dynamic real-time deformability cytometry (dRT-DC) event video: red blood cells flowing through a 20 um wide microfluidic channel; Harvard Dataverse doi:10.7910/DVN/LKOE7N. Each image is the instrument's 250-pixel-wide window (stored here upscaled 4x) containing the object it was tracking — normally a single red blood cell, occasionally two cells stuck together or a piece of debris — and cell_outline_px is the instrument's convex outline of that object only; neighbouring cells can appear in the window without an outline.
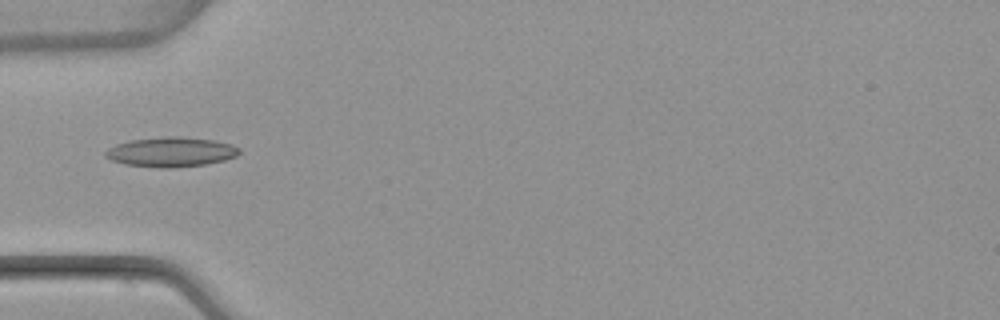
{"species": "common noctule bat (a hibernating species)", "species_latin": "Nyctalus noctula", "temperature_condition": "warm", "stored_images_in_passage": 5, "camera_frame_rate_fps": 3000, "um_per_image_px": 0.085, "animal": {"sex": "female", "body_mass_g": 22.7, "forearm_length_mm": 54.2}, "frame": {"image": 1, "passage_image": 5, "time_ms": 4.667, "image_size_px": [1000, 320], "cell_outline_px": [[240, 152], [236, 156], [224, 160], [204, 164], [168, 168], [160, 168], [124, 164], [112, 160], [104, 156], [104, 152], [108, 148], [116, 144], [132, 140], [164, 136], [180, 136], [212, 140], [232, 144], [240, 148]], "centroid_in_image_um": [14.52, 12.91], "position_along_channel_um": 70.5, "area_um2": 23.12}}